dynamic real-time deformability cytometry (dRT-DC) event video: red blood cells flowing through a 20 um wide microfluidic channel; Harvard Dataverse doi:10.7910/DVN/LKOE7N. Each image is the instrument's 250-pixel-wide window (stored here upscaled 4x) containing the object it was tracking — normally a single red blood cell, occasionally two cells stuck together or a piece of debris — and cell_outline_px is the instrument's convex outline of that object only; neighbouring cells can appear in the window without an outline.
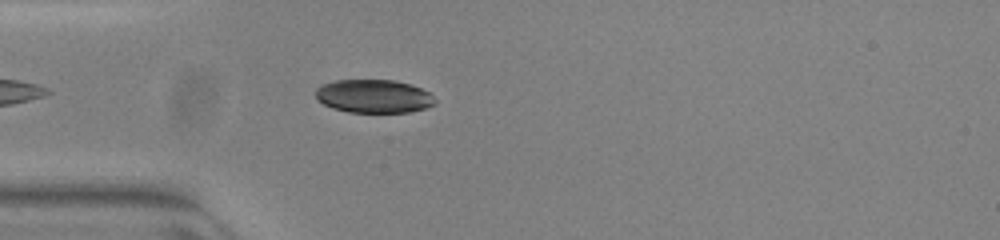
{"species": "common noctule bat (a hibernating species)", "species_latin": "Nyctalus noctula", "temperature_condition": "warm", "stored_images_in_passage": 27, "camera_frame_rate_fps": 3000, "um_per_image_px": 0.085, "animal": {"sex": "female", "body_mass_g": 23.0, "forearm_length_mm": 53.4}, "frame": {"image": 1, "passage_image": 5, "time_ms": 1.333, "image_size_px": [1000, 240], "cell_outline_px": [[436, 104], [424, 108], [408, 112], [348, 112], [332, 108], [324, 104], [316, 96], [316, 88], [324, 84], [336, 80], [396, 80], [420, 88], [428, 92], [436, 100]], "centroid_in_image_um": [31.77, 8.18], "position_along_channel_um": 53.2, "area_um2": 23.0}}
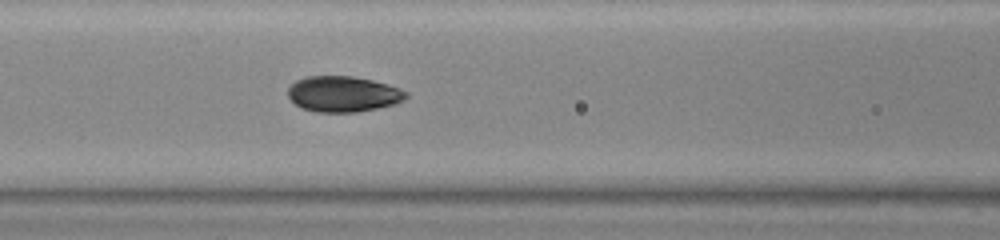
{"frame": {"image": 2, "passage_image": 12, "time_ms": 3.667, "image_size_px": [1000, 240], "cell_outline_px": [[408, 96], [404, 100], [392, 104], [376, 108], [356, 112], [316, 112], [304, 108], [296, 104], [288, 96], [288, 88], [296, 80], [304, 76], [352, 76], [372, 80], [388, 84], [400, 88], [408, 92]], "centroid_in_image_um": [29.17, 7.98], "position_along_channel_um": 137.4, "area_um2": 24.51}}
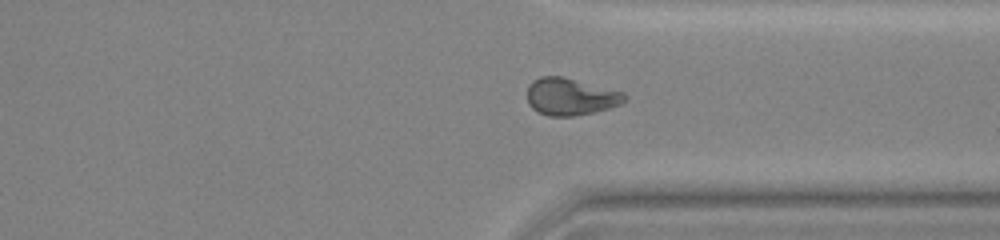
{"frame": {"image": 3, "passage_image": 26, "time_ms": 8.333, "image_size_px": [1000, 240], "cell_outline_px": [[624, 100], [620, 104], [608, 108], [592, 112], [572, 116], [548, 116], [532, 108], [528, 104], [528, 88], [532, 80], [540, 76], [560, 76], [624, 92]], "centroid_in_image_um": [48.45, 8.21], "position_along_channel_um": 362.9, "area_um2": 20.69}}